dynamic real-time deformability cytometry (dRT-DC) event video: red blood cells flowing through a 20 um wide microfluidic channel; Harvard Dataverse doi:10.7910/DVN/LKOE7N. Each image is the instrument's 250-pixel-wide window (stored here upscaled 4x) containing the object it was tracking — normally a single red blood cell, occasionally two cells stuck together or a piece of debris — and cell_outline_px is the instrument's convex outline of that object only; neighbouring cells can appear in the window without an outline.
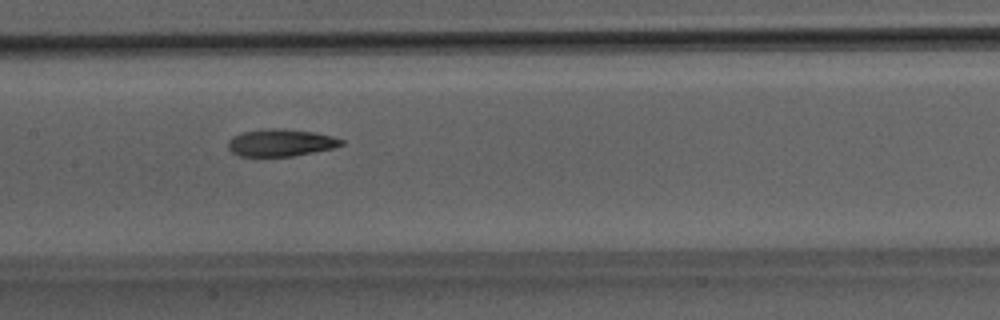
{"species": "Egyptian fruit bat (a non-hibernating species)", "species_latin": "Rousettus aegyptiacus", "temperature_condition": "room temperature", "stored_images_in_passage": 47, "camera_frame_rate_fps": 3000, "um_per_image_px": 0.085, "animal": {"sex": "male"}, "frame": {"image": 1, "passage_image": 22, "time_ms": 7.0, "image_size_px": [1000, 320], "cell_outline_px": [[344, 144], [332, 148], [292, 156], [240, 156], [232, 152], [228, 148], [228, 140], [232, 136], [244, 132], [268, 128], [284, 128], [316, 132], [332, 136], [344, 140]], "centroid_in_image_um": [23.86, 12.12], "position_along_channel_um": 183.5, "area_um2": 17.98}}
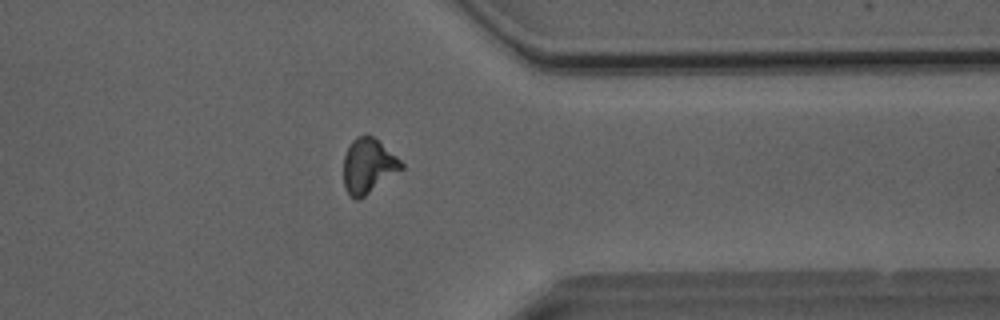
{"frame": {"image": 2, "passage_image": 37, "time_ms": 12.0, "image_size_px": [1000, 320], "cell_outline_px": [[404, 168], [360, 200], [356, 200], [348, 192], [344, 184], [344, 156], [352, 140], [356, 136], [364, 132], [372, 136], [396, 156], [404, 164]], "centroid_in_image_um": [31.3, 14.09], "position_along_channel_um": 380.1, "area_um2": 18.44}}
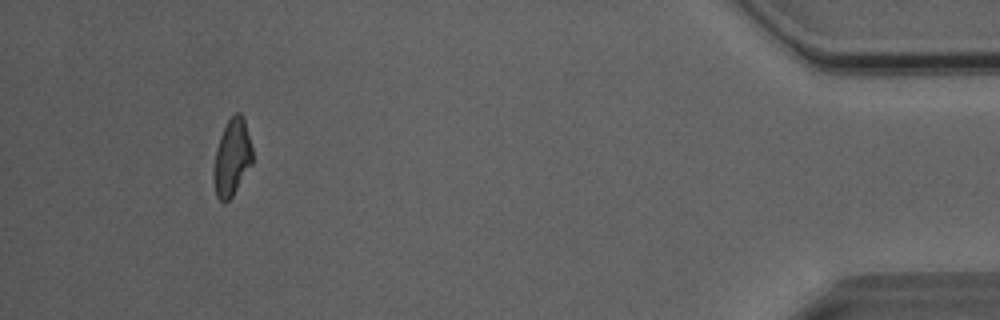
{"frame": {"image": 3, "passage_image": 44, "time_ms": 14.333, "image_size_px": [1000, 320], "cell_outline_px": [[252, 164], [232, 196], [224, 204], [216, 196], [212, 176], [216, 152], [220, 136], [228, 120], [236, 112], [240, 112], [244, 120], [252, 148]], "centroid_in_image_um": [19.7, 13.42], "position_along_channel_um": 415.5, "area_um2": 17.17}, "authors_computed_cell_mechanics": {"area_um2": 18.4382, "velocity_mm_per_s": 4.069, "shape_relaxation_time_tau1_ms": 5.7471, "shape_relaxation_time_tau2_ms": 3.1956, "deformation_change_tau1": 0.1857, "deformation_change_tau2": 0.1041}}